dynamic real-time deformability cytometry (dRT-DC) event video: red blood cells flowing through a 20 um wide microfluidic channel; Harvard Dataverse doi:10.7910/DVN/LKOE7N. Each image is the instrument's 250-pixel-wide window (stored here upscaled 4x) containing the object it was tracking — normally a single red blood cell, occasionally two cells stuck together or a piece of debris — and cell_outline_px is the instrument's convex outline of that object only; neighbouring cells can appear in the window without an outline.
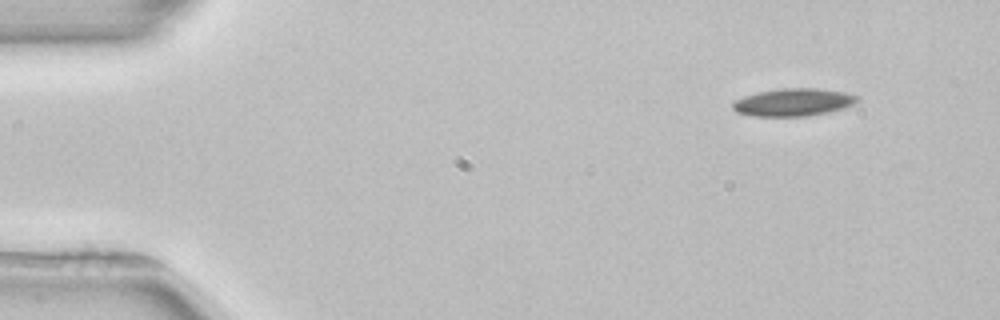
{"species": "common noctule bat (a hibernating species)", "species_latin": "Nyctalus noctula", "temperature_condition": "room temperature", "stored_images_in_passage": 4, "camera_frame_rate_fps": 3000, "um_per_image_px": 0.085, "animal": {"sex": "female", "body_mass_g": 22.7, "forearm_length_mm": 54.2}, "frame": {"image": 1, "passage_image": 1, "time_ms": 0.0, "image_size_px": [1000, 320], "cell_outline_px": [[860, 100], [844, 108], [828, 112], [808, 116], [752, 116], [736, 112], [732, 108], [732, 104], [736, 100], [744, 96], [756, 92], [780, 88], [820, 88], [844, 92], [860, 96]], "centroid_in_image_um": [67.44, 8.68], "position_along_channel_um": 17.6, "area_um2": 20.23}}
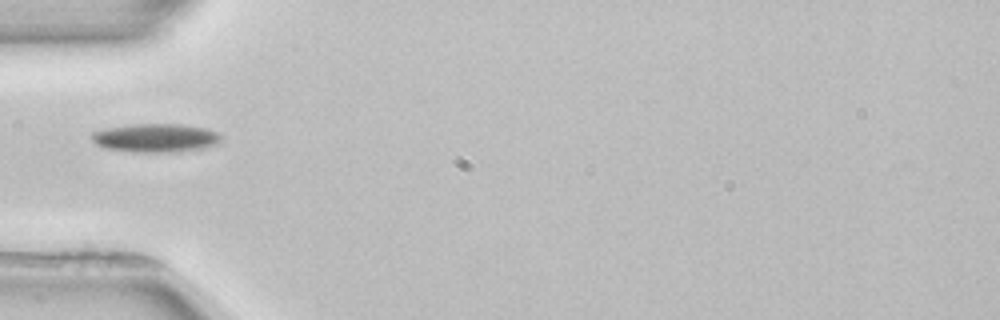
{"frame": {"image": 2, "passage_image": 4, "time_ms": 4.0, "image_size_px": [1000, 320], "cell_outline_px": [[220, 140], [216, 144], [200, 148], [172, 152], [132, 152], [104, 148], [96, 144], [92, 140], [92, 132], [108, 128], [132, 124], [180, 124], [208, 128], [216, 132], [220, 136]], "centroid_in_image_um": [13.2, 11.72], "position_along_channel_um": 71.8, "area_um2": 21.39}}